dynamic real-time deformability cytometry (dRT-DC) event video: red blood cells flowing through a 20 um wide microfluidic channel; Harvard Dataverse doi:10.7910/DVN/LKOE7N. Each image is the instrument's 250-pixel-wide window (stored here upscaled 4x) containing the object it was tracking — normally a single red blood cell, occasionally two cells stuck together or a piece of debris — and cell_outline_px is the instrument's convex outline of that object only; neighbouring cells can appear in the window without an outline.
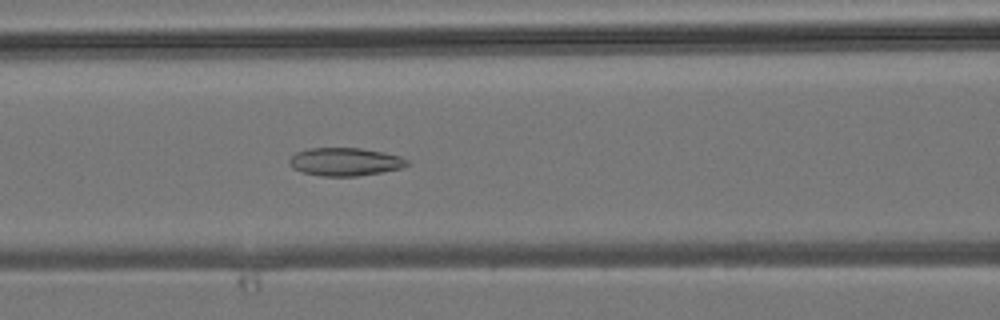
{"species": "common noctule bat (a hibernating species)", "species_latin": "Nyctalus noctula", "temperature_condition": "room temperature", "stored_images_in_passage": 45, "camera_frame_rate_fps": 3000, "um_per_image_px": 0.085, "animal": {"sex": "male", "body_mass_g": 19.2, "forearm_length_mm": 51.8}, "frame": {"image": 1, "passage_image": 19, "time_ms": 6.0, "image_size_px": [1000, 320], "cell_outline_px": [[412, 164], [400, 168], [380, 172], [356, 176], [320, 176], [300, 172], [292, 168], [288, 160], [296, 152], [308, 148], [360, 148], [384, 152], [400, 156], [408, 160]], "centroid_in_image_um": [29.32, 13.75], "position_along_channel_um": 137.3, "area_um2": 19.36}}
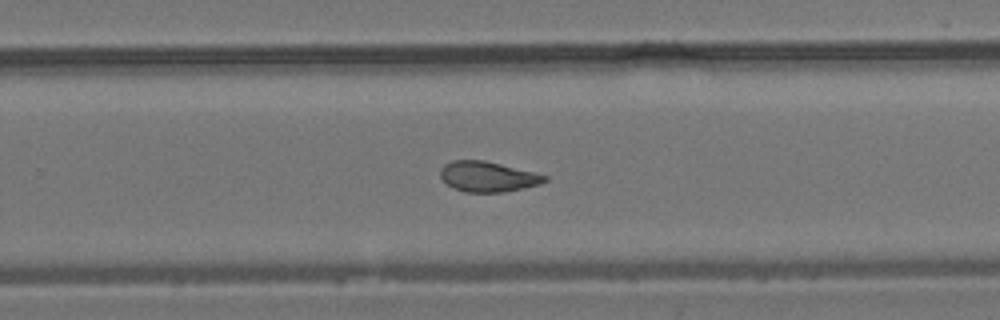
{"frame": {"image": 2, "passage_image": 29, "time_ms": 9.333, "image_size_px": [1000, 320], "cell_outline_px": [[548, 180], [540, 184], [524, 188], [504, 192], [464, 192], [452, 188], [440, 176], [440, 168], [444, 164], [452, 160], [484, 160], [548, 176]], "centroid_in_image_um": [41.44, 15.02], "position_along_channel_um": 288.4, "area_um2": 18.38}}
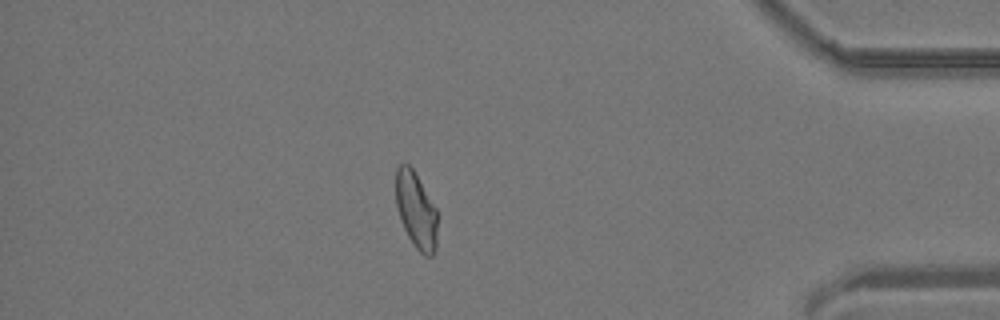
{"frame": {"image": 3, "passage_image": 39, "time_ms": 12.667, "image_size_px": [1000, 320], "cell_outline_px": [[436, 248], [432, 256], [424, 256], [416, 248], [408, 236], [404, 228], [396, 204], [396, 168], [400, 164], [408, 164], [412, 168], [436, 208]], "centroid_in_image_um": [35.36, 17.88], "position_along_channel_um": 399.8, "area_um2": 18.15}}